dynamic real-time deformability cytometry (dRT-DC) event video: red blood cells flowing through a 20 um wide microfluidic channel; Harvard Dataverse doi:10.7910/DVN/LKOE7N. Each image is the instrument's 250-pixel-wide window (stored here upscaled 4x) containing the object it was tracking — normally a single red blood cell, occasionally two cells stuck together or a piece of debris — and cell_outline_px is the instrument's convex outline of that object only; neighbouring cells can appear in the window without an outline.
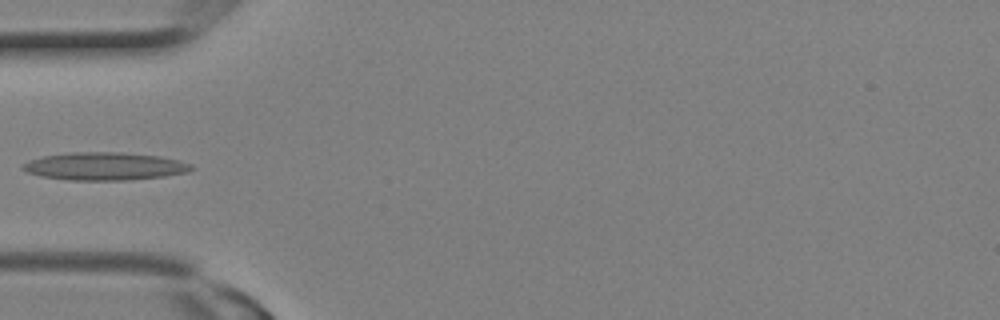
{"species": "Egyptian fruit bat (a non-hibernating species)", "species_latin": "Rousettus aegyptiacus", "temperature_condition": "room temperature", "stored_images_in_passage": 3, "camera_frame_rate_fps": 3000, "um_per_image_px": 0.085, "animal": {"sex": "female"}, "frame": {"image": 1, "passage_image": 3, "time_ms": 0.667, "image_size_px": [1000, 320], "cell_outline_px": [[196, 168], [188, 172], [164, 176], [128, 180], [68, 180], [40, 176], [28, 172], [20, 168], [20, 164], [28, 160], [44, 156], [72, 152], [120, 152], [160, 156], [192, 164]], "centroid_in_image_um": [8.87, 14.13], "position_along_channel_um": 76.1, "area_um2": 27.46}}